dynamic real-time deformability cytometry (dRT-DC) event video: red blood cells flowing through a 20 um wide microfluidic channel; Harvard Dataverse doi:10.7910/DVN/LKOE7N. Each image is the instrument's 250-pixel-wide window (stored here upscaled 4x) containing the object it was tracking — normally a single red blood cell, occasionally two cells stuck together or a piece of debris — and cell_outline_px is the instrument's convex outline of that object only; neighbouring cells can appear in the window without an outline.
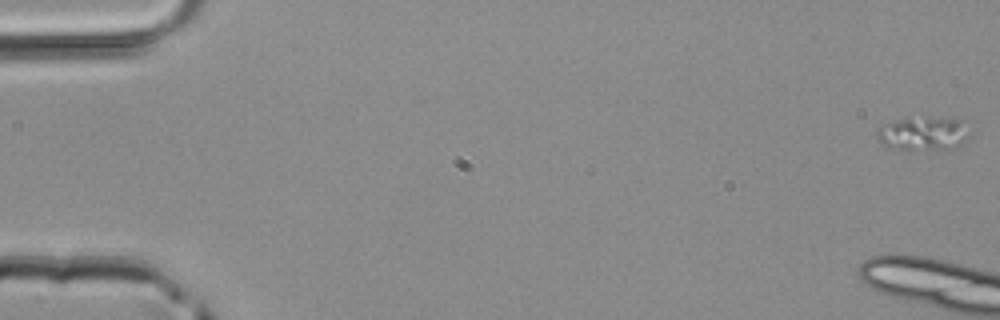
{"species": "common noctule bat (a hibernating species)", "species_latin": "Nyctalus noctula", "temperature_condition": "room temperature", "stored_images_in_passage": 4, "camera_frame_rate_fps": 3000, "um_per_image_px": 0.085, "animal": {"sex": "male", "body_mass_g": 20.4}, "frame": {"image": 1, "passage_image": 1, "time_ms": 0.0, "image_size_px": [1000, 320], "cell_outline_px": [[968, 136], [956, 148], [888, 148], [876, 136], [876, 128], [880, 124], [908, 116], [928, 116], [960, 120]], "centroid_in_image_um": [78.35, 11.29], "position_along_channel_um": 6.6, "area_um2": 17.98}}